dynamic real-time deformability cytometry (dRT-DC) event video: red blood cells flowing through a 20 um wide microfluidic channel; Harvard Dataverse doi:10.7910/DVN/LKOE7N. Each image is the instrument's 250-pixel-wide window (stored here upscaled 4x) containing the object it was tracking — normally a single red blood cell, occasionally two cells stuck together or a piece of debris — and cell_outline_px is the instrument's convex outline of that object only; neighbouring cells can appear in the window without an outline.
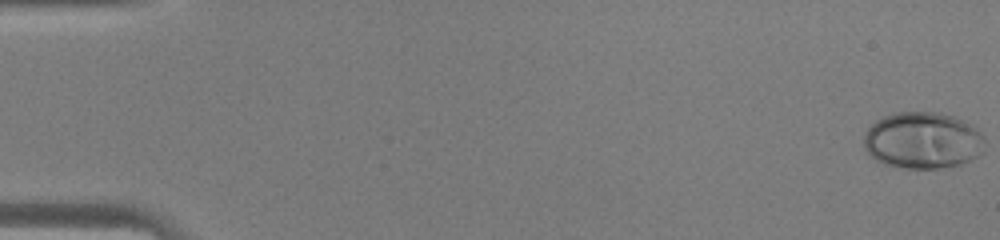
{"species": "human", "species_latin": "Homo sapiens", "temperature_condition": "warm", "stored_images_in_passage": 46, "camera_frame_rate_fps": 3000, "um_per_image_px": 0.085, "donor": {"sex": "male"}, "frame": {"image": 1, "passage_image": 1, "time_ms": 0.0, "image_size_px": [1000, 240], "cell_outline_px": [[984, 152], [980, 156], [960, 164], [940, 168], [908, 168], [884, 164], [876, 160], [864, 148], [864, 136], [868, 128], [876, 120], [884, 116], [896, 112], [940, 112], [952, 116], [968, 124], [980, 132], [984, 136]], "centroid_in_image_um": [78.44, 11.94], "position_along_channel_um": 6.6, "area_um2": 39.88}}
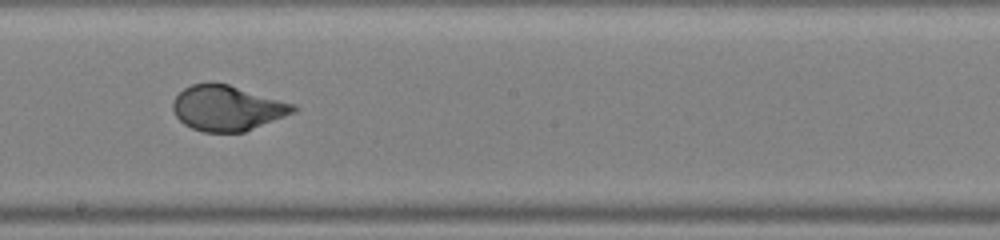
{"frame": {"image": 2, "passage_image": 27, "time_ms": 8.667, "image_size_px": [1000, 240], "cell_outline_px": [[300, 108], [296, 112], [244, 132], [204, 132], [192, 128], [184, 124], [176, 116], [172, 108], [172, 104], [176, 96], [184, 88], [192, 84], [228, 84], [296, 104]], "centroid_in_image_um": [19.35, 9.2], "position_along_channel_um": 228.8, "area_um2": 31.62}}
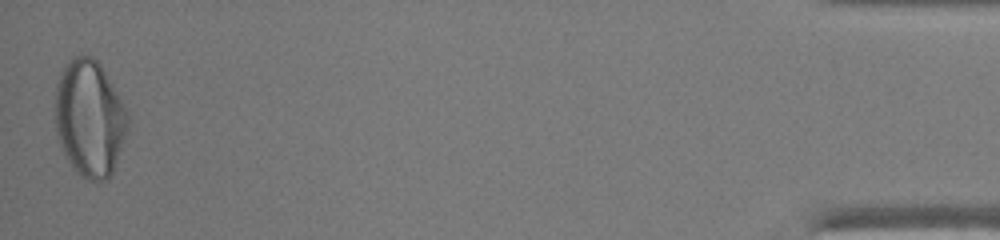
{"frame": {"image": 3, "passage_image": 46, "time_ms": 15.0, "image_size_px": [1000, 240], "cell_outline_px": [[128, 128], [112, 172], [108, 180], [88, 180], [80, 176], [76, 172], [68, 160], [64, 152], [56, 132], [56, 84], [60, 72], [64, 64], [72, 56], [92, 56], [100, 64], [112, 84], [128, 112]], "centroid_in_image_um": [7.61, 10.04], "position_along_channel_um": 427.6, "area_um2": 49.07}}